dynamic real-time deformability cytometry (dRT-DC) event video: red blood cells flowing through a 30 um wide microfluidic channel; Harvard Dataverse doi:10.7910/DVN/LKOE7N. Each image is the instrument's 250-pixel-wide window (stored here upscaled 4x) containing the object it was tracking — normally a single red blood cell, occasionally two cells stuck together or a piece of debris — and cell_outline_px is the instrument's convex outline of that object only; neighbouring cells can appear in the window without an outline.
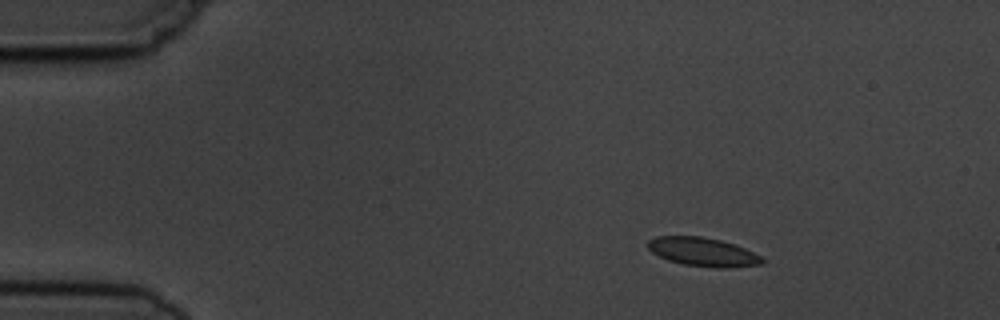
{"species": "common noctule bat (a hibernating species)", "species_latin": "Nyctalus noctula", "temperature_condition": "cold", "stored_images_in_passage": 3, "camera_frame_rate_fps": 3000, "um_per_image_px": 0.085, "animal": {"sex": "male", "body_mass_g": 19.5, "forearm_length_mm": 54.6}, "frame": {"image": 1, "passage_image": 1, "time_ms": 0.0, "image_size_px": [1000, 320], "cell_outline_px": [[768, 260], [764, 264], [732, 268], [716, 268], [684, 264], [668, 260], [652, 252], [648, 248], [648, 240], [656, 236], [700, 236], [720, 240], [744, 248]], "centroid_in_image_um": [59.78, 21.42], "position_along_channel_um": 25.2, "area_um2": 19.13}}